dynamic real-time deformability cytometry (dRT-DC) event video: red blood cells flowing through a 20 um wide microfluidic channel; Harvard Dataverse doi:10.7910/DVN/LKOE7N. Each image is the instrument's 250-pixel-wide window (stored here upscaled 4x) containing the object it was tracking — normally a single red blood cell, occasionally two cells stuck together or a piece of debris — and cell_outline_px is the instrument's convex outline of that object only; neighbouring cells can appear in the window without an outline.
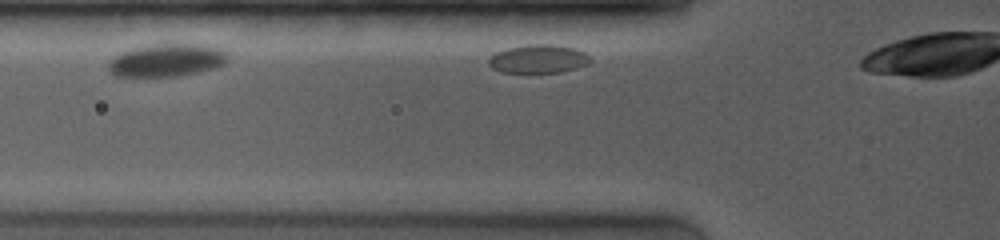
{"species": "common noctule bat (a hibernating species)", "species_latin": "Nyctalus noctula", "temperature_condition": "room temperature", "stored_images_in_passage": 3, "camera_frame_rate_fps": 4000, "um_per_image_px": 0.085, "animal": {"sex": "female", "body_mass_g": 19.0, "forearm_length_mm": 53.3}, "frame": {"image": 1, "passage_image": 3, "time_ms": 1.0, "image_size_px": [1000, 240], "cell_outline_px": [[592, 60], [588, 64], [576, 68], [560, 72], [500, 72], [492, 68], [488, 64], [488, 56], [496, 52], [508, 48], [528, 44], [556, 44], [572, 48], [584, 52]], "centroid_in_image_um": [45.73, 5.0], "position_along_channel_um": 80.1, "area_um2": 16.88}}